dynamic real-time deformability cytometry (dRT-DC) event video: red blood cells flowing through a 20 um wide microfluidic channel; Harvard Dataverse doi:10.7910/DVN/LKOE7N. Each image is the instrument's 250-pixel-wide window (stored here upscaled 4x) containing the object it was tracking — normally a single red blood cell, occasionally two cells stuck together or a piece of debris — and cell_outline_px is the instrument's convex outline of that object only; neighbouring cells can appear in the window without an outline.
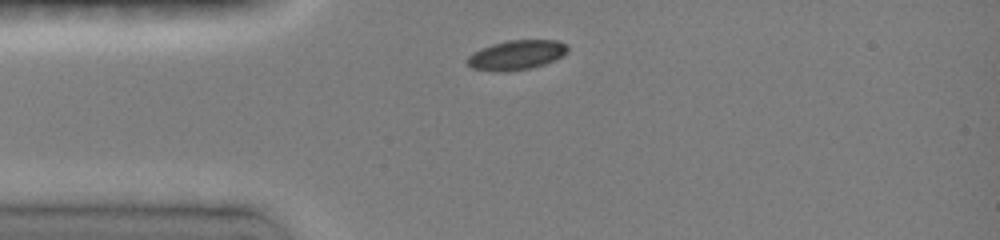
{"species": "common noctule bat (a hibernating species)", "species_latin": "Nyctalus noctula", "temperature_condition": "room temperature", "stored_images_in_passage": 6, "camera_frame_rate_fps": 3000, "um_per_image_px": 0.085, "animal": {"sex": "female", "body_mass_g": 19.0, "forearm_length_mm": 51.5}, "frame": {"image": 1, "passage_image": 1, "time_ms": 0.0, "image_size_px": [1000, 240], "cell_outline_px": [[568, 52], [556, 60], [544, 64], [528, 68], [508, 72], [496, 72], [472, 68], [468, 64], [468, 56], [472, 52], [480, 48], [492, 44], [508, 40], [556, 40], [568, 44]], "centroid_in_image_um": [43.91, 4.67], "position_along_channel_um": 41.1, "area_um2": 17.46}}
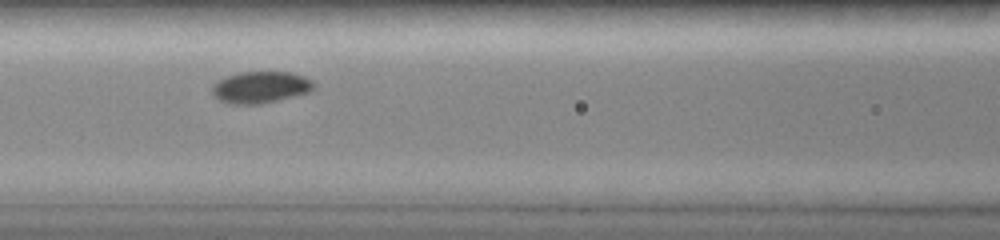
{"frame": {"image": 2, "passage_image": 4, "time_ms": 3.0, "image_size_px": [1000, 240], "cell_outline_px": [[316, 88], [308, 92], [296, 96], [260, 104], [228, 104], [220, 100], [212, 92], [212, 84], [228, 76], [240, 72], [292, 72], [304, 76], [312, 80], [316, 84]], "centroid_in_image_um": [22.19, 7.42], "position_along_channel_um": 144.4, "area_um2": 18.84}}